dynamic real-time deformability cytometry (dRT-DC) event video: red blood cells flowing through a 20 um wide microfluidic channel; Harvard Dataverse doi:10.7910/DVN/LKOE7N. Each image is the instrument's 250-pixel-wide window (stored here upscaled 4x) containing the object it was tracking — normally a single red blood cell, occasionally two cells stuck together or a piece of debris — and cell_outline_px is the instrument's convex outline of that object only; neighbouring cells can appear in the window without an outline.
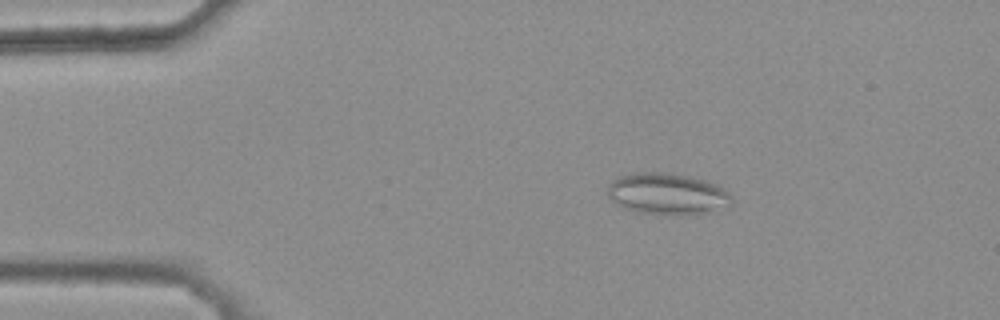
{"species": "common noctule bat (a hibernating species)", "species_latin": "Nyctalus noctula", "temperature_condition": "warm", "stored_images_in_passage": 40, "camera_frame_rate_fps": 3000, "um_per_image_px": 0.085, "animal": {"sex": "female", "body_mass_g": 25.1}, "frame": {"image": 1, "passage_image": 5, "time_ms": 1.333, "image_size_px": [1000, 320], "cell_outline_px": [[732, 204], [704, 212], [688, 216], [668, 216], [636, 212], [624, 208], [608, 200], [608, 184], [612, 180], [620, 176], [636, 172], [668, 172], [688, 176], [704, 180], [716, 184], [732, 196]], "centroid_in_image_um": [56.66, 16.49], "position_along_channel_um": 28.3, "area_um2": 30.4}}
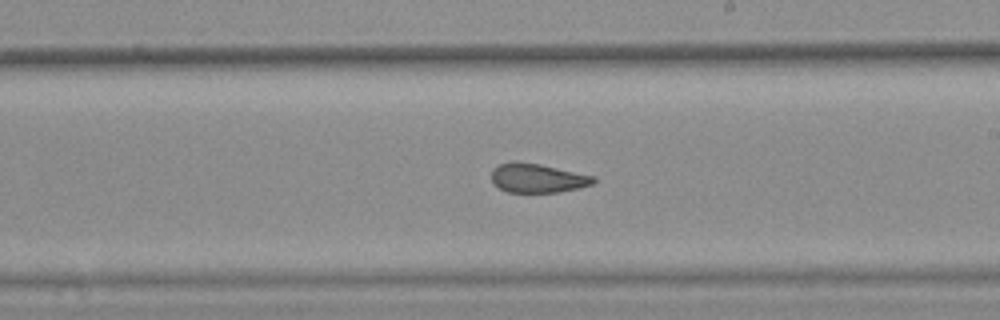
{"frame": {"image": 2, "passage_image": 26, "time_ms": 8.333, "image_size_px": [1000, 320], "cell_outline_px": [[596, 180], [592, 184], [580, 188], [560, 192], [508, 192], [492, 184], [492, 168], [496, 164], [516, 160], [540, 164], [596, 176]], "centroid_in_image_um": [45.67, 15.12], "position_along_channel_um": 243.3, "area_um2": 17.63}}
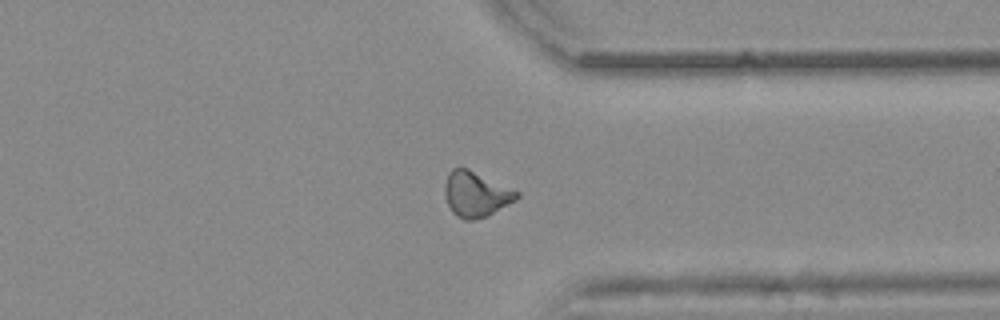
{"frame": {"image": 3, "passage_image": 36, "time_ms": 11.667, "image_size_px": [1000, 320], "cell_outline_px": [[520, 196], [516, 200], [488, 216], [472, 220], [464, 220], [456, 216], [452, 212], [448, 204], [444, 192], [444, 184], [452, 168], [468, 168], [520, 192]], "centroid_in_image_um": [40.46, 16.52], "position_along_channel_um": 370.9, "area_um2": 19.02}, "authors_computed_cell_mechanics": {"area_um2": 18.9295, "velocity_mm_per_s": 3.8774, "shape_relaxation_time_tau1_ms": null, "shape_relaxation_time_tau2_ms": 1.8885, "deformation_change_tau1": null, "deformation_change_tau2": 0.0794}}